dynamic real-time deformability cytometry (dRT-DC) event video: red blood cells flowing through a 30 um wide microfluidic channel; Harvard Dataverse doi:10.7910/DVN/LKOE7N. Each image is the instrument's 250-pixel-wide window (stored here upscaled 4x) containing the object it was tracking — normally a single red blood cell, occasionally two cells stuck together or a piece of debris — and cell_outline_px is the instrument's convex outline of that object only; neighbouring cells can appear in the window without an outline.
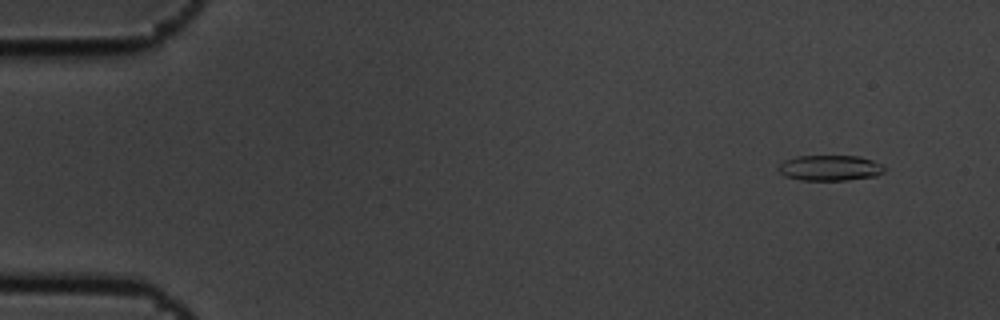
{"species": "common noctule bat (a hibernating species)", "species_latin": "Nyctalus noctula", "temperature_condition": "cold", "stored_images_in_passage": 6, "camera_frame_rate_fps": 3000, "um_per_image_px": 0.085, "animal": {"sex": "male", "body_mass_g": 19.5, "forearm_length_mm": 54.6}, "frame": {"image": 1, "passage_image": 2, "time_ms": 0.333, "image_size_px": [1000, 320], "cell_outline_px": [[884, 172], [876, 176], [848, 180], [800, 180], [784, 176], [776, 168], [784, 160], [796, 156], [860, 156], [884, 164]], "centroid_in_image_um": [70.55, 14.27], "position_along_channel_um": 14.5, "area_um2": 15.95}}
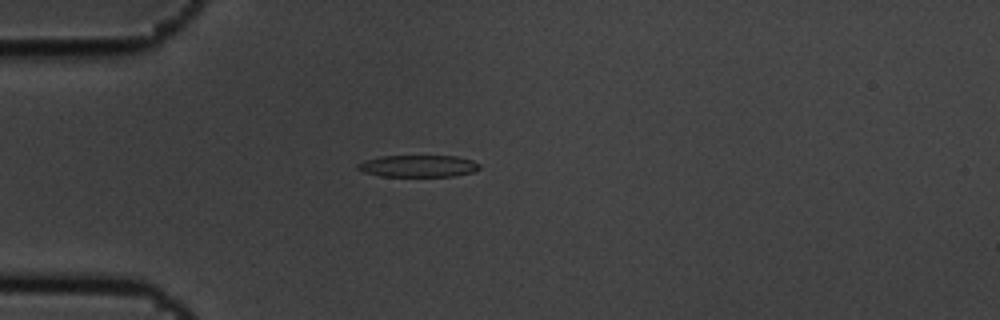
{"frame": {"image": 2, "passage_image": 5, "time_ms": 1.333, "image_size_px": [1000, 320], "cell_outline_px": [[480, 168], [472, 172], [452, 176], [380, 176], [364, 172], [356, 168], [356, 164], [364, 160], [380, 156], [456, 156], [472, 160], [480, 164]], "centroid_in_image_um": [35.52, 14.11], "position_along_channel_um": 49.5, "area_um2": 15.55}}